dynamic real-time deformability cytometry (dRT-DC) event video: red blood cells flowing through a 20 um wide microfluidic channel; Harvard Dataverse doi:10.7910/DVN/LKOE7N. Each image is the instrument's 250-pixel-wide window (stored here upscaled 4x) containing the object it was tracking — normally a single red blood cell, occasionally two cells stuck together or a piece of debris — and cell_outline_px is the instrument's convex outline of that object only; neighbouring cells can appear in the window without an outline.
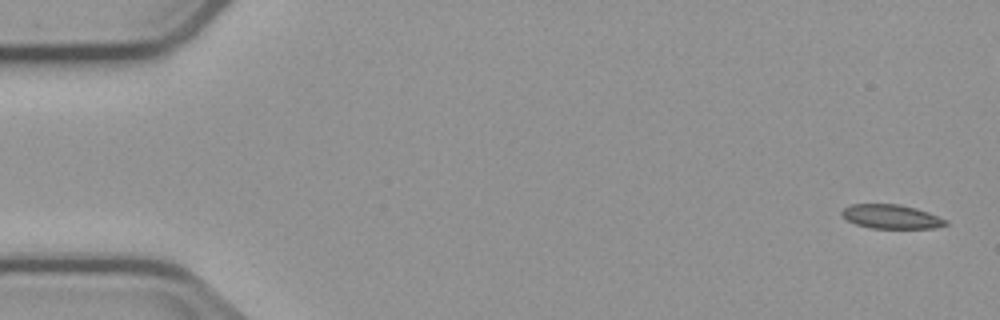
{"species": "common noctule bat (a hibernating species)", "species_latin": "Nyctalus noctula", "temperature_condition": "cold", "stored_images_in_passage": 6, "camera_frame_rate_fps": 3000, "um_per_image_px": 0.085, "animal": {"sex": "male", "body_mass_g": 23.1, "forearm_length_mm": 52.7}, "frame": {"image": 1, "passage_image": 1, "time_ms": 0.0, "image_size_px": [1000, 320], "cell_outline_px": [[948, 224], [932, 228], [872, 228], [856, 224], [848, 220], [840, 212], [844, 208], [852, 204], [900, 204], [916, 208], [928, 212], [948, 220]], "centroid_in_image_um": [75.78, 18.41], "position_along_channel_um": 9.2, "area_um2": 14.45}}
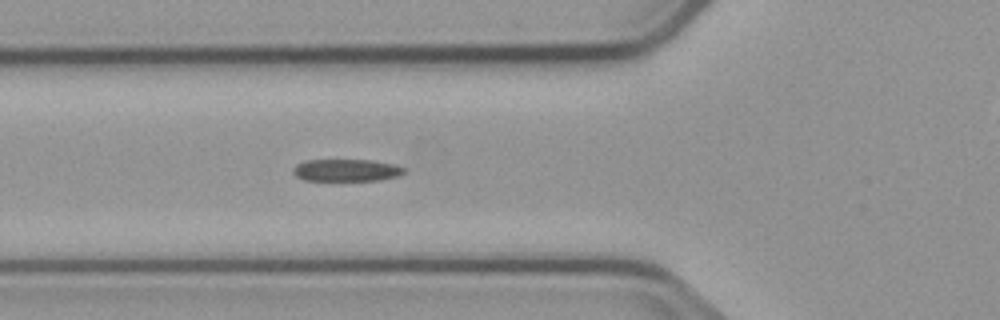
{"frame": {"image": 2, "passage_image": 6, "time_ms": 6.0, "image_size_px": [1000, 320], "cell_outline_px": [[408, 172], [396, 176], [380, 180], [304, 180], [296, 176], [292, 172], [292, 168], [296, 164], [304, 160], [372, 160], [396, 164], [404, 168]], "centroid_in_image_um": [29.44, 14.46], "position_along_channel_um": 96.4, "area_um2": 14.45}}